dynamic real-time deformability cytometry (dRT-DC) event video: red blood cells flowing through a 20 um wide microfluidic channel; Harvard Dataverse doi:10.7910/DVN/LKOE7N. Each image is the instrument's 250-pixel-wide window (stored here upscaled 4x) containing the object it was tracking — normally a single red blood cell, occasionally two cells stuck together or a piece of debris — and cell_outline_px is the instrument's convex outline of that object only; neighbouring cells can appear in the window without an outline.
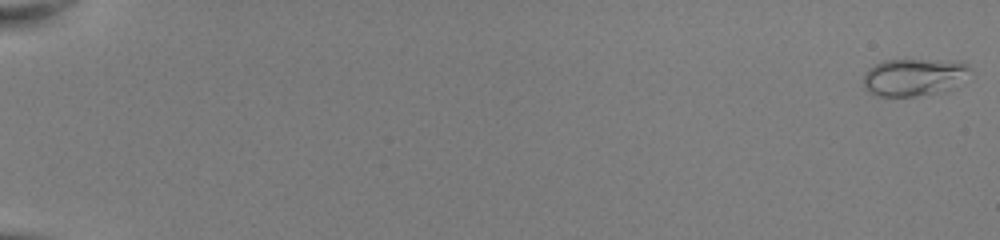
{"species": "common noctule bat (a hibernating species)", "species_latin": "Nyctalus noctula", "temperature_condition": "room temperature", "stored_images_in_passage": 52, "camera_frame_rate_fps": 3000, "um_per_image_px": 0.085, "animal": {"sex": "female", "body_mass_g": 22.0, "forearm_length_mm": 56.7}, "frame": {"image": 1, "passage_image": 1, "time_ms": 0.0, "image_size_px": [1000, 240], "cell_outline_px": [[972, 68], [956, 88], [944, 92], [916, 96], [876, 96], [868, 92], [864, 88], [864, 76], [868, 68], [884, 60], [960, 60]], "centroid_in_image_um": [77.72, 6.56], "position_along_channel_um": 7.3, "area_um2": 23.64}}
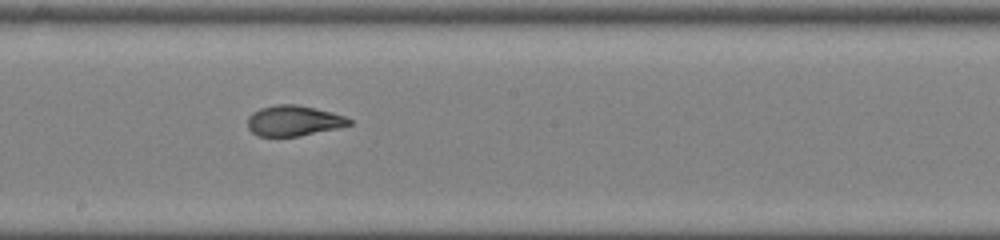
{"frame": {"image": 2, "passage_image": 32, "time_ms": 10.333, "image_size_px": [1000, 240], "cell_outline_px": [[352, 124], [336, 128], [300, 136], [260, 136], [252, 132], [248, 128], [248, 116], [252, 112], [260, 108], [276, 104], [296, 104], [332, 112], [344, 116], [352, 120]], "centroid_in_image_um": [24.94, 10.25], "position_along_channel_um": 223.3, "area_um2": 17.98}}
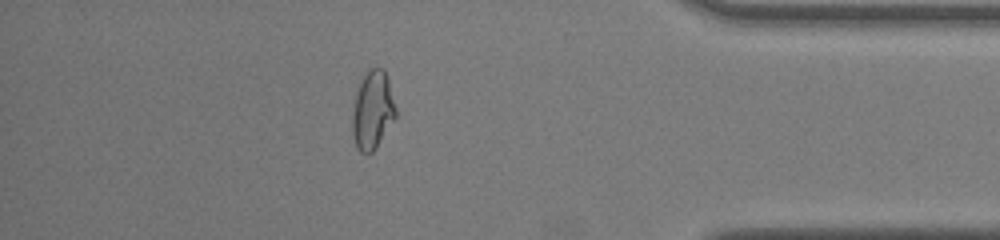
{"frame": {"image": 3, "passage_image": 47, "time_ms": 15.333, "image_size_px": [1000, 240], "cell_outline_px": [[396, 116], [376, 148], [372, 152], [360, 152], [356, 144], [352, 132], [352, 112], [356, 92], [364, 76], [372, 68], [384, 68], [388, 76], [396, 108]], "centroid_in_image_um": [31.68, 9.35], "position_along_channel_um": 403.5, "area_um2": 19.59}, "authors_computed_cell_mechanics": {"area_um2": 18.9873, "velocity_mm_per_s": 4.0708, "shape_relaxation_time_tau1_ms": 9.3288, "shape_relaxation_time_tau2_ms": null, "deformation_change_tau1": 0.3277, "deformation_change_tau2": null}}